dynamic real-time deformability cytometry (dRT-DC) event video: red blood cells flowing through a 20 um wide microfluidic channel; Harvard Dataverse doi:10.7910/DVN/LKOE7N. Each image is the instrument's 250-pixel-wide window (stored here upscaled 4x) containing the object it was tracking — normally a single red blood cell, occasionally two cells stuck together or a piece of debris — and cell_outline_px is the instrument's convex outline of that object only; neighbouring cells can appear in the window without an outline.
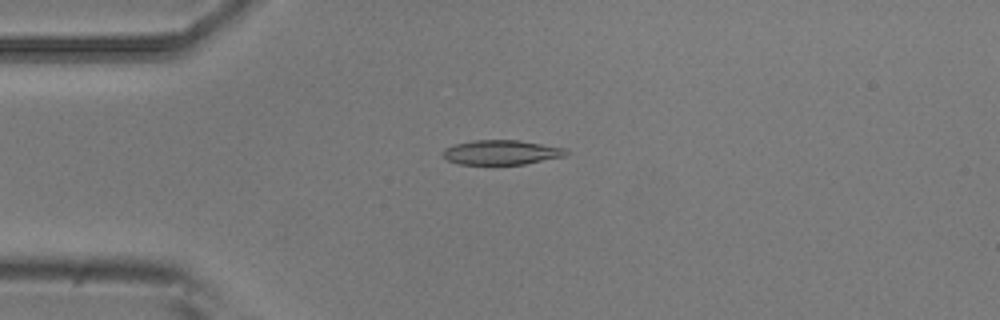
{"species": "common noctule bat (a hibernating species)", "species_latin": "Nyctalus noctula", "temperature_condition": "room temperature", "stored_images_in_passage": 9, "camera_frame_rate_fps": 3000, "um_per_image_px": 0.085, "animal": {"sex": "male", "body_mass_g": 20.5, "forearm_length_mm": 52.5}, "frame": {"image": 1, "passage_image": 3, "time_ms": 0.667, "image_size_px": [1000, 320], "cell_outline_px": [[568, 152], [564, 156], [524, 164], [460, 164], [448, 160], [444, 156], [444, 148], [456, 144], [476, 140], [520, 140], [568, 148]], "centroid_in_image_um": [42.67, 12.94], "position_along_channel_um": 42.3, "area_um2": 17.51}}
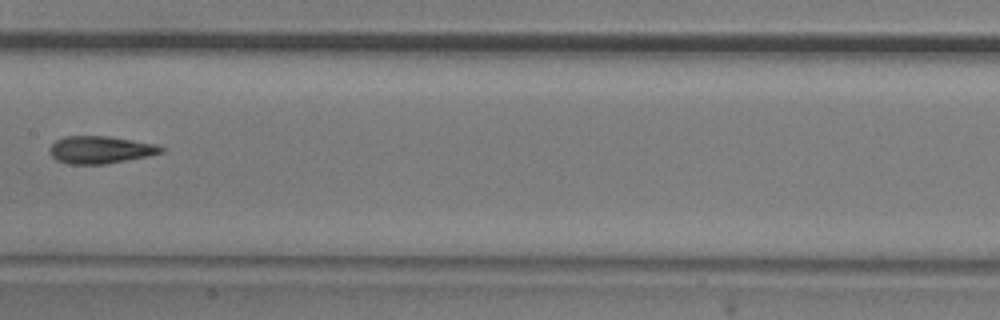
{"frame": {"image": 2, "passage_image": 7, "time_ms": 2.0, "image_size_px": [1000, 320], "cell_outline_px": [[164, 152], [148, 156], [104, 164], [68, 164], [56, 160], [48, 152], [48, 148], [56, 140], [64, 136], [108, 136], [156, 144], [164, 148]], "centroid_in_image_um": [8.5, 12.73], "position_along_channel_um": 198.9, "area_um2": 17.86}}
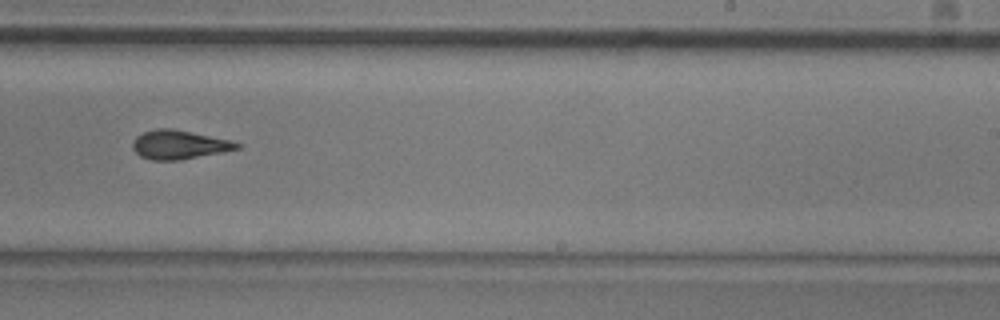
{"frame": {"image": 3, "passage_image": 9, "time_ms": 2.667, "image_size_px": [1000, 320], "cell_outline_px": [[240, 148], [224, 152], [180, 160], [152, 160], [140, 156], [132, 148], [132, 140], [136, 136], [144, 132], [156, 128], [172, 128], [228, 140], [240, 144]], "centroid_in_image_um": [15.18, 12.3], "position_along_channel_um": 273.8, "area_um2": 17.46}}